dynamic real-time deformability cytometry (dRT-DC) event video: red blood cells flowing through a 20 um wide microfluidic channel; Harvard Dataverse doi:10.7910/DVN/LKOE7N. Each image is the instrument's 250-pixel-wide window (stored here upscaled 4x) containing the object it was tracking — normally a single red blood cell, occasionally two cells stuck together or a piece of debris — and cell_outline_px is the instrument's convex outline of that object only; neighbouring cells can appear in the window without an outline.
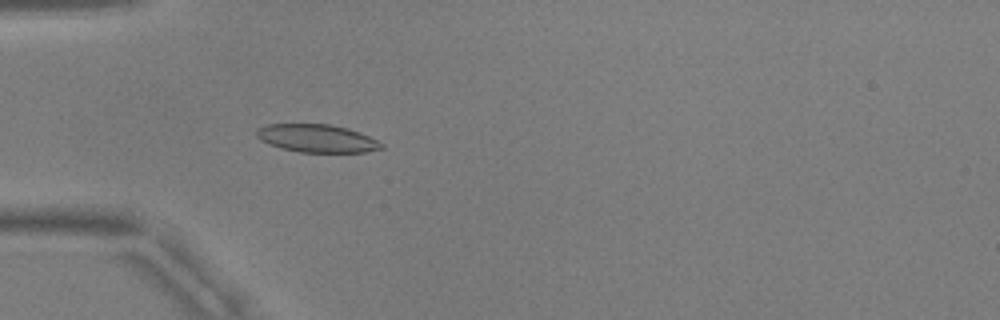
{"species": "common noctule bat (a hibernating species)", "species_latin": "Nyctalus noctula", "temperature_condition": "warm", "stored_images_in_passage": 44, "camera_frame_rate_fps": 3000, "um_per_image_px": 0.085, "animal": {"sex": "male", "body_mass_g": 17.9, "forearm_length_mm": 54.2}, "frame": {"image": 1, "passage_image": 7, "time_ms": 2.0, "image_size_px": [1000, 320], "cell_outline_px": [[384, 148], [364, 152], [300, 152], [280, 148], [268, 144], [260, 140], [256, 136], [256, 128], [268, 124], [332, 124], [348, 128], [360, 132], [384, 144]], "centroid_in_image_um": [26.92, 11.75], "position_along_channel_um": 58.1, "area_um2": 20.46}}
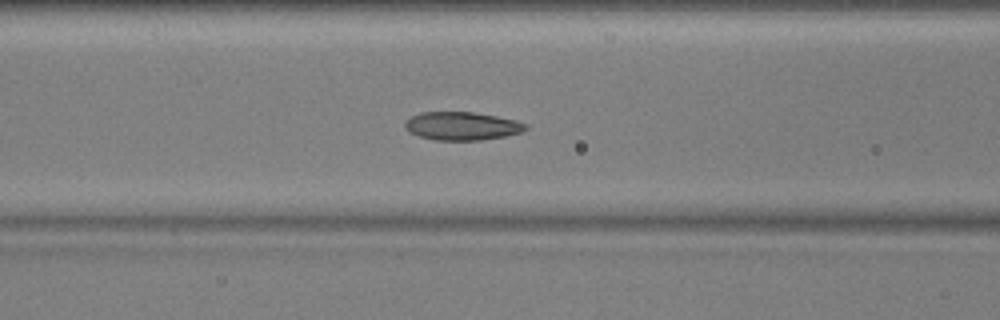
{"frame": {"image": 2, "passage_image": 13, "time_ms": 4.0, "image_size_px": [1000, 320], "cell_outline_px": [[528, 128], [520, 132], [504, 136], [480, 140], [436, 140], [420, 136], [408, 132], [404, 128], [404, 124], [412, 116], [420, 112], [472, 112], [496, 116], [516, 120], [528, 124]], "centroid_in_image_um": [39.26, 10.71], "position_along_channel_um": 127.3, "area_um2": 19.77}}
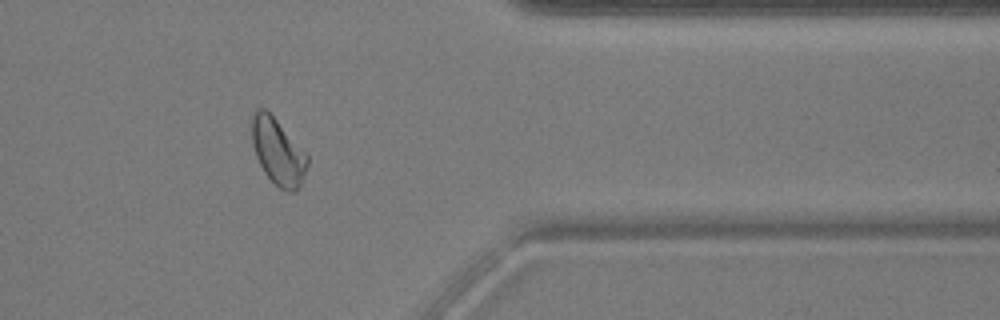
{"frame": {"image": 3, "passage_image": 35, "time_ms": 11.333, "image_size_px": [1000, 320], "cell_outline_px": [[308, 164], [304, 176], [300, 184], [292, 192], [288, 192], [280, 188], [264, 172], [256, 156], [252, 144], [252, 116], [256, 108], [264, 108], [276, 120], [308, 156]], "centroid_in_image_um": [23.6, 12.89], "position_along_channel_um": 387.8, "area_um2": 20.87}, "authors_computed_cell_mechanics": {"area_um2": 20.1144, "velocity_mm_per_s": 3.7392, "shape_relaxation_time_tau1_ms": 7.0272, "shape_relaxation_time_tau2_ms": 1.9679, "deformation_change_tau1": 0.1582, "deformation_change_tau2": 0.0785}}